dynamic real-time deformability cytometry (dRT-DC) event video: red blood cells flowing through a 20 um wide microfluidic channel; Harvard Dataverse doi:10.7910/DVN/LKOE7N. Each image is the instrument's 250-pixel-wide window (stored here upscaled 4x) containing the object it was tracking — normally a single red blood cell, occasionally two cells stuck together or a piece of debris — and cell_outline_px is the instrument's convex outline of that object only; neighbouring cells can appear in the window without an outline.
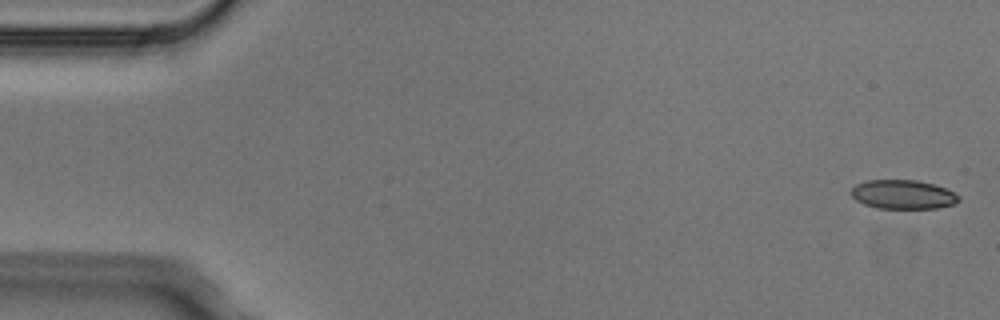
{"species": "Egyptian fruit bat (a non-hibernating species)", "species_latin": "Rousettus aegyptiacus", "temperature_condition": "cold", "stored_images_in_passage": 6, "segment_of_instrument_passage": [1, 2], "camera_frame_rate_fps": 3000, "um_per_image_px": 0.085, "animal": {"sex": "male"}, "frame": {"image": 1, "passage_image": 1, "time_ms": 0.0, "image_size_px": [1000, 320], "cell_outline_px": [[960, 200], [952, 204], [936, 208], [876, 208], [864, 204], [856, 200], [848, 192], [856, 184], [868, 180], [916, 180], [932, 184], [944, 188], [960, 196]], "centroid_in_image_um": [76.7, 16.53], "position_along_channel_um": 8.3, "area_um2": 18.09}}
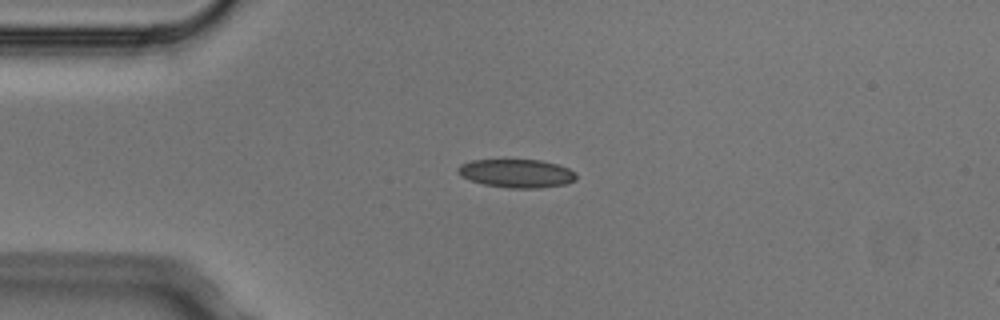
{"frame": {"image": 2, "passage_image": 4, "time_ms": 1.0, "image_size_px": [1000, 320], "cell_outline_px": [[576, 180], [564, 184], [540, 188], [508, 188], [484, 184], [460, 176], [456, 172], [456, 168], [460, 164], [472, 160], [540, 160], [556, 164], [568, 168], [576, 172]], "centroid_in_image_um": [43.89, 14.73], "position_along_channel_um": 41.1, "area_um2": 19.59}}